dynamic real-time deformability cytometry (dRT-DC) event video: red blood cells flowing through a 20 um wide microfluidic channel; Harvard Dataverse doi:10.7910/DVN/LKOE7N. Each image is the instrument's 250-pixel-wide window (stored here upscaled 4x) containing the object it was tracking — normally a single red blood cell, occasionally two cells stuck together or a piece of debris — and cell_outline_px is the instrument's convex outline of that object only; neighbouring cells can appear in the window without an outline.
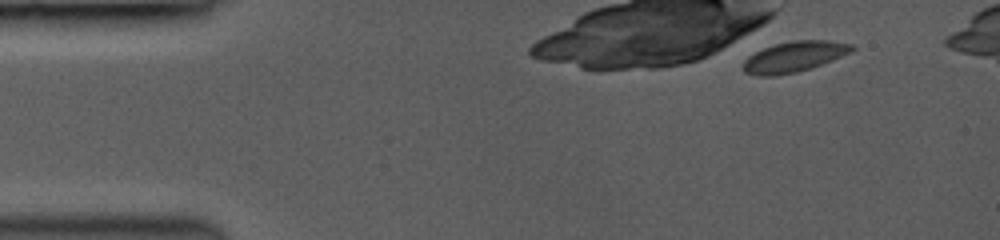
{"species": "common noctule bat (a hibernating species)", "species_latin": "Nyctalus noctula", "temperature_condition": "room temperature", "stored_images_in_passage": 4, "camera_frame_rate_fps": 3000, "um_per_image_px": 0.085, "animal": {"sex": "female", "body_mass_g": 19.0, "forearm_length_mm": 53.3}, "frame": {"image": 1, "passage_image": 1, "time_ms": 0.0, "image_size_px": [1000, 240], "cell_outline_px": [[856, 48], [852, 52], [832, 60], [796, 72], [772, 76], [760, 76], [744, 72], [744, 60], [748, 56], [764, 48], [776, 44], [792, 40], [828, 40], [856, 44]], "centroid_in_image_um": [67.55, 4.8], "position_along_channel_um": 17.5, "area_um2": 19.25}}